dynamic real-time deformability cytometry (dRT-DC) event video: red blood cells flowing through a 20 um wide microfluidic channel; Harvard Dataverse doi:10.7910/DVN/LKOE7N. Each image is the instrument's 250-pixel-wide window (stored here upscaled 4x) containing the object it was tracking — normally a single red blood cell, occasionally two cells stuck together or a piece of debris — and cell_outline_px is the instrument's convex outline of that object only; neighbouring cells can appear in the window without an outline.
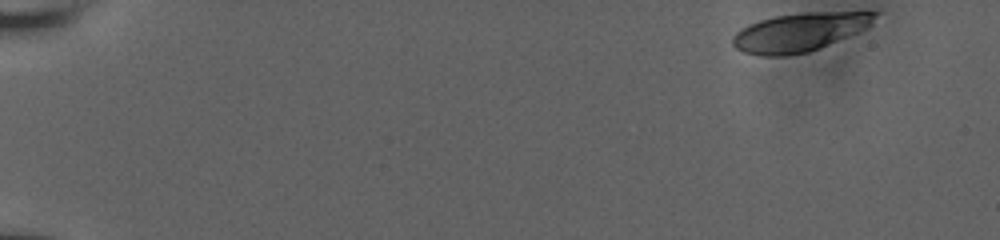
{"species": "human", "species_latin": "Homo sapiens", "temperature_condition": "room temperature", "stored_images_in_passage": 53, "camera_frame_rate_fps": 3000, "um_per_image_px": 0.085, "donor": {"sex": "male"}, "frame": {"image": 1, "passage_image": 1, "time_ms": 0.0, "image_size_px": [1000, 240], "cell_outline_px": [[884, 12], [864, 28], [856, 32], [820, 48], [808, 52], [784, 56], [760, 56], [744, 52], [736, 48], [732, 44], [732, 36], [740, 28], [748, 24], [760, 20], [776, 16], [804, 12]], "centroid_in_image_um": [67.92, 2.73], "position_along_channel_um": 17.1, "area_um2": 31.79}}
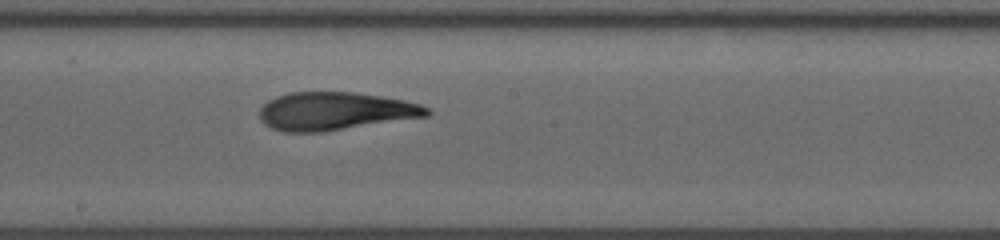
{"frame": {"image": 2, "passage_image": 30, "time_ms": 9.667, "image_size_px": [1000, 240], "cell_outline_px": [[432, 112], [428, 116], [324, 132], [284, 132], [272, 128], [264, 124], [260, 120], [260, 108], [268, 100], [276, 96], [288, 92], [352, 92], [380, 96], [404, 100], [420, 104], [428, 108]], "centroid_in_image_um": [28.47, 9.45], "position_along_channel_um": 219.7, "area_um2": 37.22}}
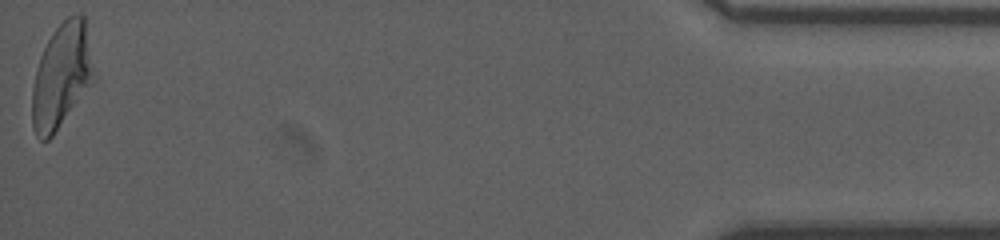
{"frame": {"image": 3, "passage_image": 53, "time_ms": 17.333, "image_size_px": [1000, 240], "cell_outline_px": [[96, 76], [52, 136], [48, 140], [40, 140], [36, 136], [32, 128], [32, 88], [36, 68], [40, 56], [52, 32], [68, 16], [76, 12], [80, 12], [84, 16]], "centroid_in_image_um": [5.22, 6.41], "position_along_channel_um": 430.0, "area_um2": 37.4}, "authors_computed_cell_mechanics": {"area_um2": 36.8186, "velocity_mm_per_s": 3.8236, "shape_relaxation_time_tau1_ms": 6.5483, "shape_relaxation_time_tau2_ms": 1.5157, "deformation_change_tau1": 0.2181, "deformation_change_tau2": 0.097}}